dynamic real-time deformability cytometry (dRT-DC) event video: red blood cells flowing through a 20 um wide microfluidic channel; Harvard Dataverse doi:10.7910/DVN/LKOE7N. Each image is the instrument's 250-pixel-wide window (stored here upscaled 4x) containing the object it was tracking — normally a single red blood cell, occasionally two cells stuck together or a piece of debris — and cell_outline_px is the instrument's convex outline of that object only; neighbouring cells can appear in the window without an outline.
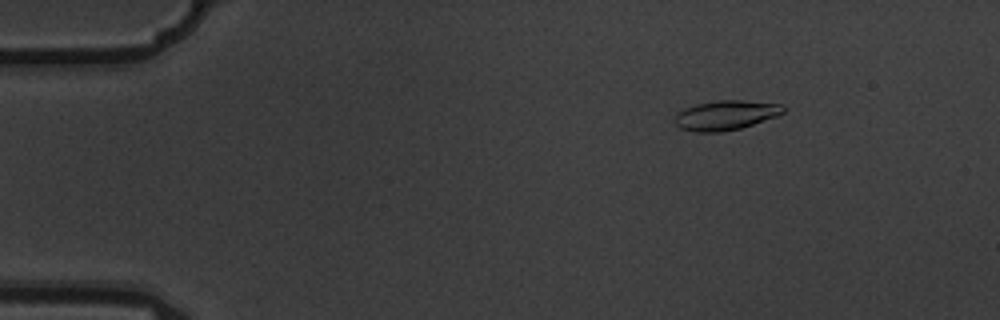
{"species": "common noctule bat (a hibernating species)", "species_latin": "Nyctalus noctula", "temperature_condition": "warm", "stored_images_in_passage": 10, "camera_frame_rate_fps": 3000, "um_per_image_px": 0.085, "animal": {"sex": "male", "body_mass_g": 19.5, "forearm_length_mm": 54.6}, "frame": {"image": 1, "passage_image": 2, "time_ms": 0.333, "image_size_px": [1000, 320], "cell_outline_px": [[784, 112], [776, 116], [740, 128], [720, 132], [696, 132], [680, 128], [672, 120], [676, 112], [684, 108], [696, 104], [716, 100], [740, 100], [784, 104]], "centroid_in_image_um": [61.63, 9.78], "position_along_channel_um": 23.4, "area_um2": 18.79}}
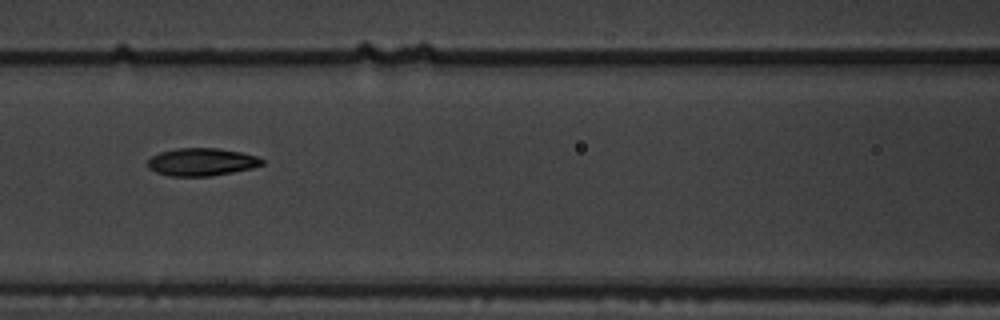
{"frame": {"image": 2, "passage_image": 7, "time_ms": 2.0, "image_size_px": [1000, 320], "cell_outline_px": [[264, 164], [252, 168], [212, 176], [168, 176], [156, 172], [148, 168], [148, 160], [152, 156], [160, 152], [176, 148], [220, 148], [240, 152], [256, 156], [264, 160]], "centroid_in_image_um": [17.13, 13.76], "position_along_channel_um": 149.5, "area_um2": 18.5}}
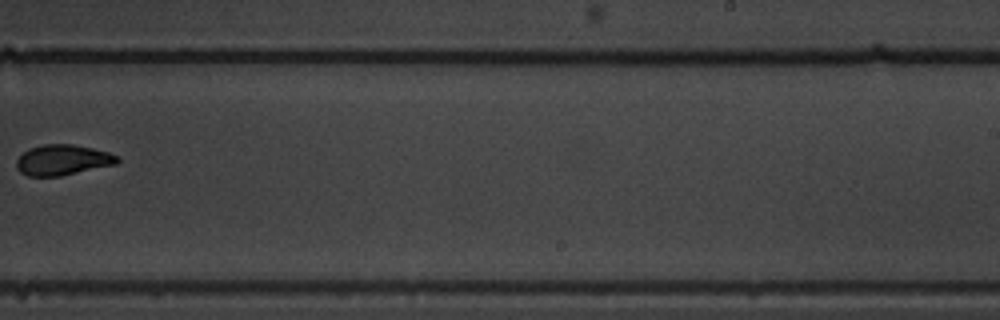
{"frame": {"image": 3, "passage_image": 10, "time_ms": 3.0, "image_size_px": [1000, 320], "cell_outline_px": [[120, 160], [116, 164], [60, 176], [28, 176], [20, 172], [16, 168], [16, 160], [28, 148], [44, 144], [72, 144], [92, 148], [108, 152], [116, 156]], "centroid_in_image_um": [5.29, 13.59], "position_along_channel_um": 283.7, "area_um2": 17.86}}